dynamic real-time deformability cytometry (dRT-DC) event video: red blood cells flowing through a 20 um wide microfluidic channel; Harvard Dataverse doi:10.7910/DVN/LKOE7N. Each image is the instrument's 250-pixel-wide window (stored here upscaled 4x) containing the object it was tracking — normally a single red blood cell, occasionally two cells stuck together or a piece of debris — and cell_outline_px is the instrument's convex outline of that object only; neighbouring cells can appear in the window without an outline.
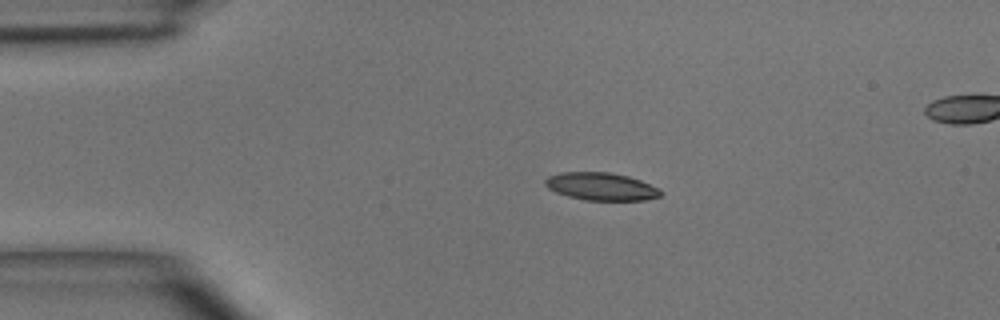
{"species": "common noctule bat (a hibernating species)", "species_latin": "Nyctalus noctula", "temperature_condition": "room temperature", "stored_images_in_passage": 3, "camera_frame_rate_fps": 3000, "um_per_image_px": 0.085, "animal": {"sex": "male", "body_mass_g": 15.6}, "frame": {"image": 1, "passage_image": 2, "time_ms": 1.333, "image_size_px": [1000, 320], "cell_outline_px": [[664, 192], [660, 196], [644, 200], [584, 200], [568, 196], [556, 192], [548, 188], [544, 184], [544, 180], [548, 176], [560, 172], [608, 172], [628, 176], [640, 180], [660, 188]], "centroid_in_image_um": [51.1, 15.85], "position_along_channel_um": 33.9, "area_um2": 18.73}}